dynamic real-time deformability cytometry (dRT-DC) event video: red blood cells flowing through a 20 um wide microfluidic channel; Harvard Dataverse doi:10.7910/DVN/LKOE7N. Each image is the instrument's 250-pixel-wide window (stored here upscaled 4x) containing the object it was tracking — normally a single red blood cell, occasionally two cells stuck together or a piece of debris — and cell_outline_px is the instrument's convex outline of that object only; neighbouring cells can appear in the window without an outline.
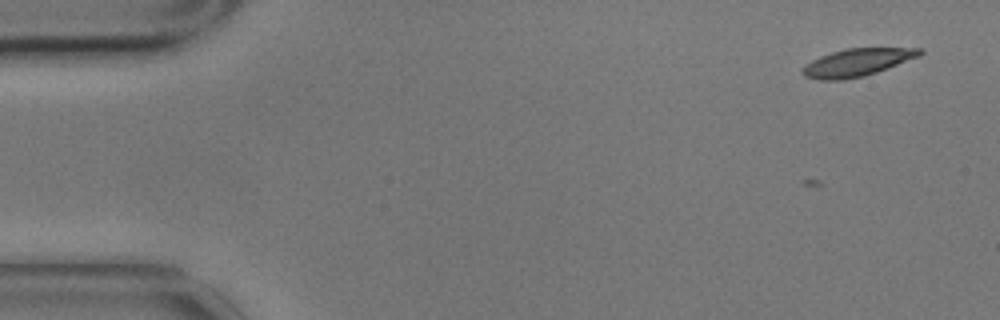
{"species": "common noctule bat (a hibernating species)", "species_latin": "Nyctalus noctula", "temperature_condition": "cold", "stored_images_in_passage": 3, "camera_frame_rate_fps": 3000, "um_per_image_px": 0.085, "animal": {"sex": "male", "body_mass_g": 17.9}, "frame": {"image": 1, "passage_image": 3, "time_ms": 0.667, "image_size_px": [1000, 320], "cell_outline_px": [[924, 52], [920, 56], [876, 72], [864, 76], [844, 80], [820, 80], [804, 76], [800, 72], [800, 68], [804, 64], [820, 56], [832, 52], [848, 48], [920, 48]], "centroid_in_image_um": [72.8, 5.31], "position_along_channel_um": 12.2, "area_um2": 18.9}}